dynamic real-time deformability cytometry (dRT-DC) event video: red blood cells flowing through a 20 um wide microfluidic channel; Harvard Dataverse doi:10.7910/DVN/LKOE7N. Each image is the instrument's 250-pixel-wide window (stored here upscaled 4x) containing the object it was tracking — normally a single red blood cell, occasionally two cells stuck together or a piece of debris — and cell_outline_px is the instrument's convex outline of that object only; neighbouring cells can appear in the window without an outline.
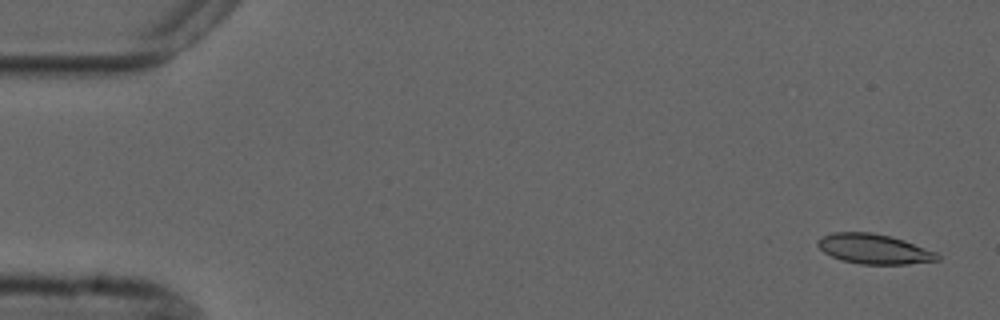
{"species": "common noctule bat (a hibernating species)", "species_latin": "Nyctalus noctula", "temperature_condition": "cold", "stored_images_in_passage": 4, "camera_frame_rate_fps": 3000, "um_per_image_px": 0.085, "animal": {"sex": "male", "forearm_length_mm": 52.5}, "frame": {"image": 1, "passage_image": 1, "time_ms": 0.0, "image_size_px": [1000, 320], "cell_outline_px": [[940, 260], [908, 264], [860, 264], [840, 260], [824, 252], [816, 244], [816, 240], [832, 232], [872, 232], [904, 240], [936, 252], [940, 256]], "centroid_in_image_um": [74.28, 21.16], "position_along_channel_um": 10.7, "area_um2": 20.81}}
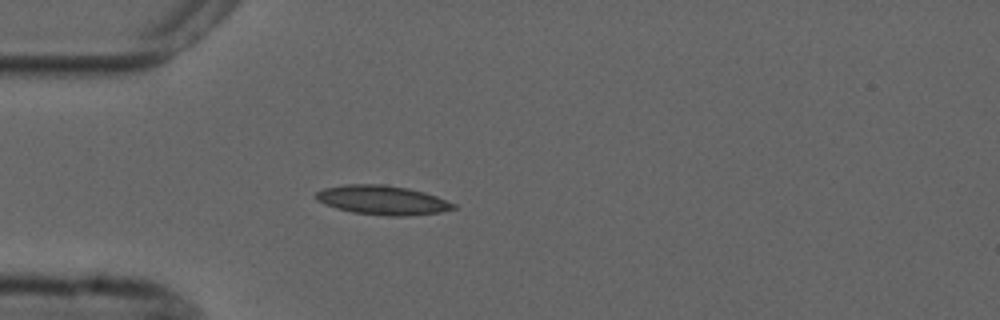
{"frame": {"image": 2, "passage_image": 4, "time_ms": 4.333, "image_size_px": [1000, 320], "cell_outline_px": [[456, 208], [440, 212], [404, 216], [388, 216], [352, 212], [336, 208], [324, 204], [316, 200], [316, 192], [324, 188], [344, 184], [384, 184], [408, 188], [424, 192], [436, 196], [456, 204]], "centroid_in_image_um": [32.49, 17.0], "position_along_channel_um": 52.5, "area_um2": 23.41}}